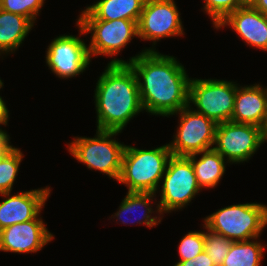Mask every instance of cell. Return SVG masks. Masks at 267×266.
Returning <instances> with one entry per match:
<instances>
[{
	"label": "cell",
	"instance_id": "cell-1",
	"mask_svg": "<svg viewBox=\"0 0 267 266\" xmlns=\"http://www.w3.org/2000/svg\"><path fill=\"white\" fill-rule=\"evenodd\" d=\"M108 64H129L136 74L143 110L150 115L169 117L188 106L190 78L175 56L144 49L123 60Z\"/></svg>",
	"mask_w": 267,
	"mask_h": 266
},
{
	"label": "cell",
	"instance_id": "cell-2",
	"mask_svg": "<svg viewBox=\"0 0 267 266\" xmlns=\"http://www.w3.org/2000/svg\"><path fill=\"white\" fill-rule=\"evenodd\" d=\"M94 90L97 130H124L143 107L138 81L129 64H108Z\"/></svg>",
	"mask_w": 267,
	"mask_h": 266
},
{
	"label": "cell",
	"instance_id": "cell-3",
	"mask_svg": "<svg viewBox=\"0 0 267 266\" xmlns=\"http://www.w3.org/2000/svg\"><path fill=\"white\" fill-rule=\"evenodd\" d=\"M171 156L167 143L152 149L126 145L117 182L124 184L127 192L156 193Z\"/></svg>",
	"mask_w": 267,
	"mask_h": 266
},
{
	"label": "cell",
	"instance_id": "cell-4",
	"mask_svg": "<svg viewBox=\"0 0 267 266\" xmlns=\"http://www.w3.org/2000/svg\"><path fill=\"white\" fill-rule=\"evenodd\" d=\"M120 131L97 130L92 138L74 137L67 144L68 152L89 170L100 171L110 179L119 178L125 144L115 138Z\"/></svg>",
	"mask_w": 267,
	"mask_h": 266
},
{
	"label": "cell",
	"instance_id": "cell-5",
	"mask_svg": "<svg viewBox=\"0 0 267 266\" xmlns=\"http://www.w3.org/2000/svg\"><path fill=\"white\" fill-rule=\"evenodd\" d=\"M203 223L232 241H248L260 237L267 227V205L257 202L228 205L206 216Z\"/></svg>",
	"mask_w": 267,
	"mask_h": 266
},
{
	"label": "cell",
	"instance_id": "cell-6",
	"mask_svg": "<svg viewBox=\"0 0 267 266\" xmlns=\"http://www.w3.org/2000/svg\"><path fill=\"white\" fill-rule=\"evenodd\" d=\"M236 89L237 82L231 80L190 77L188 105L217 124L231 121Z\"/></svg>",
	"mask_w": 267,
	"mask_h": 266
},
{
	"label": "cell",
	"instance_id": "cell-7",
	"mask_svg": "<svg viewBox=\"0 0 267 266\" xmlns=\"http://www.w3.org/2000/svg\"><path fill=\"white\" fill-rule=\"evenodd\" d=\"M160 184L156 194L160 192L158 207L163 216L183 210L202 191L186 156H171Z\"/></svg>",
	"mask_w": 267,
	"mask_h": 266
},
{
	"label": "cell",
	"instance_id": "cell-8",
	"mask_svg": "<svg viewBox=\"0 0 267 266\" xmlns=\"http://www.w3.org/2000/svg\"><path fill=\"white\" fill-rule=\"evenodd\" d=\"M178 116L179 126L168 143L173 156H188L214 147L217 123L194 111L189 105L171 116Z\"/></svg>",
	"mask_w": 267,
	"mask_h": 266
},
{
	"label": "cell",
	"instance_id": "cell-9",
	"mask_svg": "<svg viewBox=\"0 0 267 266\" xmlns=\"http://www.w3.org/2000/svg\"><path fill=\"white\" fill-rule=\"evenodd\" d=\"M178 6L174 0H146L137 23L138 38L152 42L145 51H158L155 45L162 38L185 35Z\"/></svg>",
	"mask_w": 267,
	"mask_h": 266
},
{
	"label": "cell",
	"instance_id": "cell-10",
	"mask_svg": "<svg viewBox=\"0 0 267 266\" xmlns=\"http://www.w3.org/2000/svg\"><path fill=\"white\" fill-rule=\"evenodd\" d=\"M75 24L79 29V37L61 34L52 39L46 50L45 63L60 79L79 76L89 68L91 62L88 45L84 39H80L85 31L77 22Z\"/></svg>",
	"mask_w": 267,
	"mask_h": 266
},
{
	"label": "cell",
	"instance_id": "cell-11",
	"mask_svg": "<svg viewBox=\"0 0 267 266\" xmlns=\"http://www.w3.org/2000/svg\"><path fill=\"white\" fill-rule=\"evenodd\" d=\"M265 142L263 128L227 121L217 125L213 148L229 164H240L253 158Z\"/></svg>",
	"mask_w": 267,
	"mask_h": 266
},
{
	"label": "cell",
	"instance_id": "cell-12",
	"mask_svg": "<svg viewBox=\"0 0 267 266\" xmlns=\"http://www.w3.org/2000/svg\"><path fill=\"white\" fill-rule=\"evenodd\" d=\"M85 31L91 34L88 45L91 59L97 56L112 57L120 54L132 39L138 38L137 21L117 20H77Z\"/></svg>",
	"mask_w": 267,
	"mask_h": 266
},
{
	"label": "cell",
	"instance_id": "cell-13",
	"mask_svg": "<svg viewBox=\"0 0 267 266\" xmlns=\"http://www.w3.org/2000/svg\"><path fill=\"white\" fill-rule=\"evenodd\" d=\"M41 213L30 221L13 224L0 230V251L18 254L37 253L54 240Z\"/></svg>",
	"mask_w": 267,
	"mask_h": 266
},
{
	"label": "cell",
	"instance_id": "cell-14",
	"mask_svg": "<svg viewBox=\"0 0 267 266\" xmlns=\"http://www.w3.org/2000/svg\"><path fill=\"white\" fill-rule=\"evenodd\" d=\"M51 188L27 190L14 195L11 192L0 193L3 200L0 201V230L13 224L35 219L44 208L50 197Z\"/></svg>",
	"mask_w": 267,
	"mask_h": 266
},
{
	"label": "cell",
	"instance_id": "cell-15",
	"mask_svg": "<svg viewBox=\"0 0 267 266\" xmlns=\"http://www.w3.org/2000/svg\"><path fill=\"white\" fill-rule=\"evenodd\" d=\"M230 27L247 46L267 52V16L253 6L230 13L215 29Z\"/></svg>",
	"mask_w": 267,
	"mask_h": 266
},
{
	"label": "cell",
	"instance_id": "cell-16",
	"mask_svg": "<svg viewBox=\"0 0 267 266\" xmlns=\"http://www.w3.org/2000/svg\"><path fill=\"white\" fill-rule=\"evenodd\" d=\"M266 119L267 86L260 83L240 86L237 83L231 122L253 124L263 128Z\"/></svg>",
	"mask_w": 267,
	"mask_h": 266
},
{
	"label": "cell",
	"instance_id": "cell-17",
	"mask_svg": "<svg viewBox=\"0 0 267 266\" xmlns=\"http://www.w3.org/2000/svg\"><path fill=\"white\" fill-rule=\"evenodd\" d=\"M157 196L156 193H150V192H127L126 196L123 198L122 202L120 203L118 210L112 214L111 219L114 218L117 221H121V223L124 224H142L145 225L148 228H152L157 226L158 224H161V221L163 219V215H161V212L158 207V203L156 201ZM155 200V201H154ZM154 201V203H152ZM155 210L152 208L154 205ZM142 208V209H141ZM139 212L137 219L132 217L135 212ZM136 212V213H137ZM157 215L153 216L155 213ZM131 216H130V215ZM160 214V215H159ZM127 215V217H124ZM128 215L132 218H128ZM141 215V217H140ZM125 218V219H124ZM127 218V219H126ZM132 219V220H131ZM131 221V222H129Z\"/></svg>",
	"mask_w": 267,
	"mask_h": 266
},
{
	"label": "cell",
	"instance_id": "cell-18",
	"mask_svg": "<svg viewBox=\"0 0 267 266\" xmlns=\"http://www.w3.org/2000/svg\"><path fill=\"white\" fill-rule=\"evenodd\" d=\"M146 0H98L86 6L76 20L139 21Z\"/></svg>",
	"mask_w": 267,
	"mask_h": 266
},
{
	"label": "cell",
	"instance_id": "cell-19",
	"mask_svg": "<svg viewBox=\"0 0 267 266\" xmlns=\"http://www.w3.org/2000/svg\"><path fill=\"white\" fill-rule=\"evenodd\" d=\"M186 157L191 161L201 190L213 189L220 183L228 162L214 148Z\"/></svg>",
	"mask_w": 267,
	"mask_h": 266
},
{
	"label": "cell",
	"instance_id": "cell-20",
	"mask_svg": "<svg viewBox=\"0 0 267 266\" xmlns=\"http://www.w3.org/2000/svg\"><path fill=\"white\" fill-rule=\"evenodd\" d=\"M34 24L25 16L0 8V56L15 53Z\"/></svg>",
	"mask_w": 267,
	"mask_h": 266
},
{
	"label": "cell",
	"instance_id": "cell-21",
	"mask_svg": "<svg viewBox=\"0 0 267 266\" xmlns=\"http://www.w3.org/2000/svg\"><path fill=\"white\" fill-rule=\"evenodd\" d=\"M260 238L248 241H233L222 266H261L265 247Z\"/></svg>",
	"mask_w": 267,
	"mask_h": 266
},
{
	"label": "cell",
	"instance_id": "cell-22",
	"mask_svg": "<svg viewBox=\"0 0 267 266\" xmlns=\"http://www.w3.org/2000/svg\"><path fill=\"white\" fill-rule=\"evenodd\" d=\"M203 228L206 230H204V251L210 256L214 266H222L233 241L211 231L204 224Z\"/></svg>",
	"mask_w": 267,
	"mask_h": 266
},
{
	"label": "cell",
	"instance_id": "cell-23",
	"mask_svg": "<svg viewBox=\"0 0 267 266\" xmlns=\"http://www.w3.org/2000/svg\"><path fill=\"white\" fill-rule=\"evenodd\" d=\"M23 158L24 154L20 148L0 158V193L12 191Z\"/></svg>",
	"mask_w": 267,
	"mask_h": 266
},
{
	"label": "cell",
	"instance_id": "cell-24",
	"mask_svg": "<svg viewBox=\"0 0 267 266\" xmlns=\"http://www.w3.org/2000/svg\"><path fill=\"white\" fill-rule=\"evenodd\" d=\"M45 0H0V8L4 11L28 18L34 25ZM37 17V18H36Z\"/></svg>",
	"mask_w": 267,
	"mask_h": 266
},
{
	"label": "cell",
	"instance_id": "cell-25",
	"mask_svg": "<svg viewBox=\"0 0 267 266\" xmlns=\"http://www.w3.org/2000/svg\"><path fill=\"white\" fill-rule=\"evenodd\" d=\"M204 13L208 14L212 21L214 29L221 23L230 13L243 7L241 0H203Z\"/></svg>",
	"mask_w": 267,
	"mask_h": 266
},
{
	"label": "cell",
	"instance_id": "cell-26",
	"mask_svg": "<svg viewBox=\"0 0 267 266\" xmlns=\"http://www.w3.org/2000/svg\"><path fill=\"white\" fill-rule=\"evenodd\" d=\"M204 251V231H189L178 244V261L193 259Z\"/></svg>",
	"mask_w": 267,
	"mask_h": 266
},
{
	"label": "cell",
	"instance_id": "cell-27",
	"mask_svg": "<svg viewBox=\"0 0 267 266\" xmlns=\"http://www.w3.org/2000/svg\"><path fill=\"white\" fill-rule=\"evenodd\" d=\"M173 266H214V264L210 256H208L205 251H202L193 259L191 258L186 261H177Z\"/></svg>",
	"mask_w": 267,
	"mask_h": 266
},
{
	"label": "cell",
	"instance_id": "cell-28",
	"mask_svg": "<svg viewBox=\"0 0 267 266\" xmlns=\"http://www.w3.org/2000/svg\"><path fill=\"white\" fill-rule=\"evenodd\" d=\"M19 148L11 145L10 136L0 125V158H3Z\"/></svg>",
	"mask_w": 267,
	"mask_h": 266
},
{
	"label": "cell",
	"instance_id": "cell-29",
	"mask_svg": "<svg viewBox=\"0 0 267 266\" xmlns=\"http://www.w3.org/2000/svg\"><path fill=\"white\" fill-rule=\"evenodd\" d=\"M9 110L6 105V102L4 101L3 97L0 95V125L7 126L9 121Z\"/></svg>",
	"mask_w": 267,
	"mask_h": 266
},
{
	"label": "cell",
	"instance_id": "cell-30",
	"mask_svg": "<svg viewBox=\"0 0 267 266\" xmlns=\"http://www.w3.org/2000/svg\"><path fill=\"white\" fill-rule=\"evenodd\" d=\"M253 7L267 16V0H258Z\"/></svg>",
	"mask_w": 267,
	"mask_h": 266
},
{
	"label": "cell",
	"instance_id": "cell-31",
	"mask_svg": "<svg viewBox=\"0 0 267 266\" xmlns=\"http://www.w3.org/2000/svg\"><path fill=\"white\" fill-rule=\"evenodd\" d=\"M258 0H241L243 6H254Z\"/></svg>",
	"mask_w": 267,
	"mask_h": 266
},
{
	"label": "cell",
	"instance_id": "cell-32",
	"mask_svg": "<svg viewBox=\"0 0 267 266\" xmlns=\"http://www.w3.org/2000/svg\"><path fill=\"white\" fill-rule=\"evenodd\" d=\"M263 133H264L265 141L267 142V119L263 127Z\"/></svg>",
	"mask_w": 267,
	"mask_h": 266
},
{
	"label": "cell",
	"instance_id": "cell-33",
	"mask_svg": "<svg viewBox=\"0 0 267 266\" xmlns=\"http://www.w3.org/2000/svg\"><path fill=\"white\" fill-rule=\"evenodd\" d=\"M3 86H4V82H3V80H1V78H0V89H2Z\"/></svg>",
	"mask_w": 267,
	"mask_h": 266
}]
</instances>
